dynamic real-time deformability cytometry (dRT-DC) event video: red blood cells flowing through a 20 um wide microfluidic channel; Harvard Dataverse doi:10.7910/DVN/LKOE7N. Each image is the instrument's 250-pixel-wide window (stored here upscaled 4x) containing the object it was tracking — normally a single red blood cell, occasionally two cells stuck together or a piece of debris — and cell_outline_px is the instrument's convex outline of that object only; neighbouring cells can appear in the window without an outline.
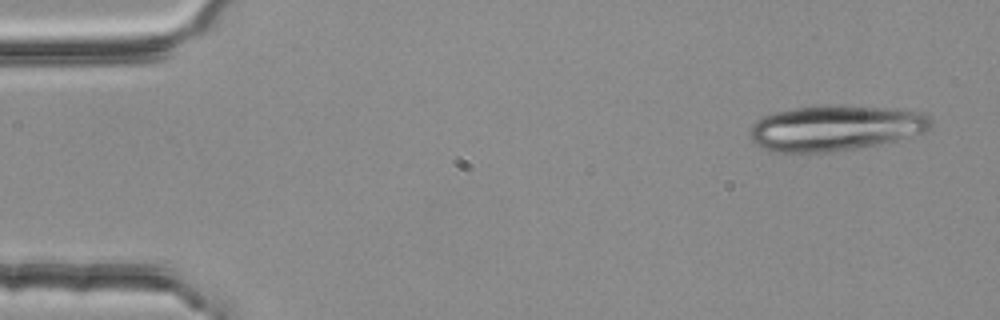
{"species": "common noctule bat (a hibernating species)", "species_latin": "Nyctalus noctula", "temperature_condition": "room temperature", "stored_images_in_passage": 5, "camera_frame_rate_fps": 3000, "um_per_image_px": 0.085, "animal": {"sex": "female", "body_mass_g": 25.1}, "frame": {"image": 1, "passage_image": 1, "time_ms": 0.0, "image_size_px": [1000, 320], "cell_outline_px": [[932, 128], [896, 140], [856, 148], [832, 152], [792, 156], [768, 152], [752, 140], [748, 132], [752, 124], [756, 120], [764, 116], [776, 112], [796, 108], [888, 108], [924, 112], [932, 120]], "centroid_in_image_um": [70.9, 10.97], "position_along_channel_um": 14.1, "area_um2": 47.57}}